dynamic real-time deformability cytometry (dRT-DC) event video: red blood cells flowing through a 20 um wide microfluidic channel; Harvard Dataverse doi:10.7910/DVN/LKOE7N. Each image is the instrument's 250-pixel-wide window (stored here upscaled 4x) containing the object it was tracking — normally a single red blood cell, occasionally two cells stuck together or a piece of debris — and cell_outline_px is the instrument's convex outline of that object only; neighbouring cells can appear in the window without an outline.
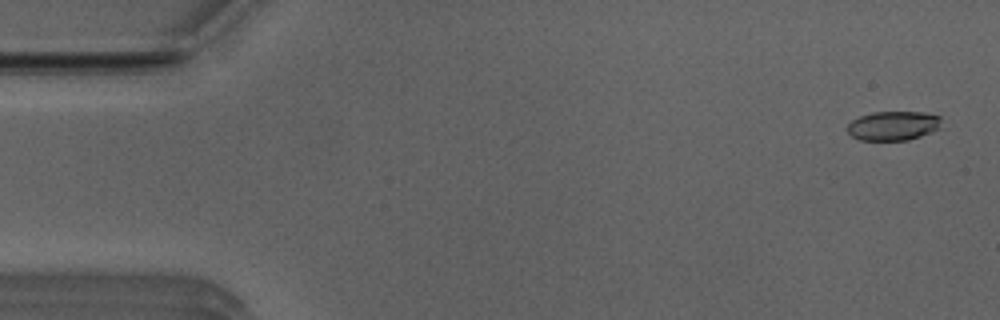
{"species": "Egyptian fruit bat (a non-hibernating species)", "species_latin": "Rousettus aegyptiacus", "temperature_condition": "room temperature", "stored_images_in_passage": 52, "camera_frame_rate_fps": 3000, "um_per_image_px": 0.085, "animal": {"sex": "male"}, "frame": {"image": 1, "passage_image": 2, "time_ms": 0.333, "image_size_px": [1000, 320], "cell_outline_px": [[940, 128], [932, 132], [908, 140], [860, 140], [852, 136], [848, 132], [848, 124], [852, 120], [860, 116], [872, 112], [924, 112], [940, 116]], "centroid_in_image_um": [75.93, 10.68], "position_along_channel_um": 9.1, "area_um2": 16.01}}
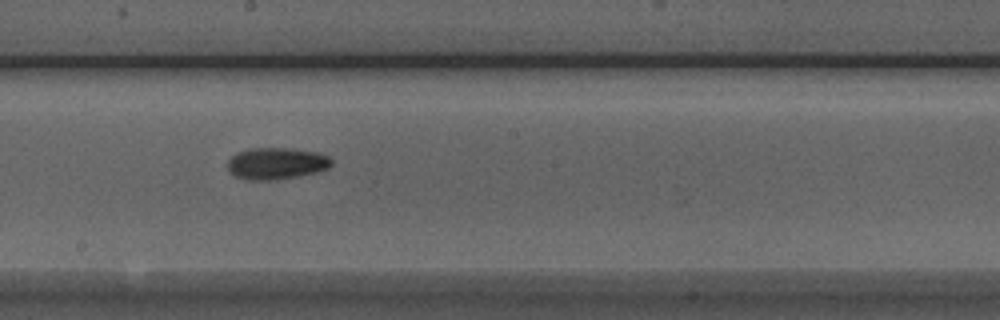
{"frame": {"image": 2, "passage_image": 28, "time_ms": 9.0, "image_size_px": [1000, 320], "cell_outline_px": [[332, 164], [328, 168], [316, 172], [300, 176], [276, 180], [248, 180], [236, 176], [228, 172], [224, 164], [236, 152], [248, 148], [292, 148], [320, 152], [328, 156], [332, 160]], "centroid_in_image_um": [23.46, 13.89], "position_along_channel_um": 224.7, "area_um2": 19.71}}
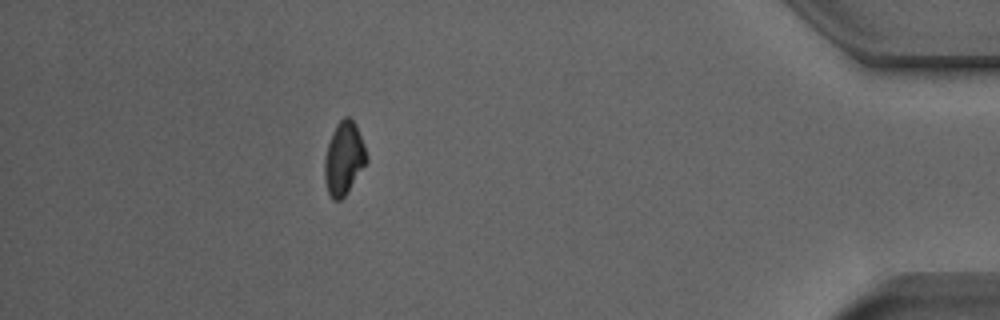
{"frame": {"image": 3, "passage_image": 46, "time_ms": 15.0, "image_size_px": [1000, 320], "cell_outline_px": [[368, 160], [344, 196], [340, 200], [332, 200], [328, 192], [324, 180], [324, 160], [328, 144], [336, 124], [344, 116], [348, 116], [356, 124], [364, 144], [368, 156]], "centroid_in_image_um": [29.22, 13.45], "position_along_channel_um": 406.0, "area_um2": 17.74}, "authors_computed_cell_mechanics": {"area_um2": 17.6579, "velocity_mm_per_s": 3.9601, "shape_relaxation_time_tau1_ms": 6.1678, "shape_relaxation_time_tau2_ms": 6.5271, "deformation_change_tau1": 0.1813, "deformation_change_tau2": 0.1309}}